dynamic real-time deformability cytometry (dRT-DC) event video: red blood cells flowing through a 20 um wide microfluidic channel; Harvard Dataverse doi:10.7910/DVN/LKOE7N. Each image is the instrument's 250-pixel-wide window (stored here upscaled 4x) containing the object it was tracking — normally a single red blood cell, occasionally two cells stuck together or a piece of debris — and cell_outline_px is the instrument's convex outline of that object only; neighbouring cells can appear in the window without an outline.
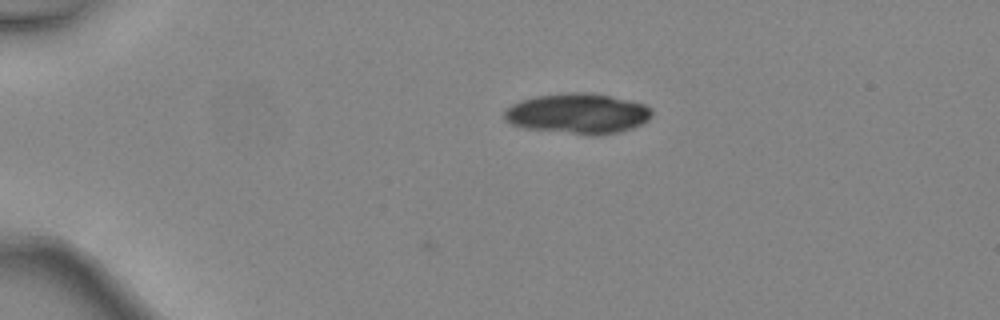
{"species": "common noctule bat (a hibernating species)", "species_latin": "Nyctalus noctula", "temperature_condition": "warm", "stored_images_in_passage": 5, "camera_frame_rate_fps": 3000, "um_per_image_px": 0.085, "animal": {"sex": "female", "body_mass_g": 24.6, "forearm_length_mm": 56.2}, "frame": {"image": 1, "passage_image": 1, "time_ms": 0.0, "image_size_px": [1000, 320], "cell_outline_px": [[652, 116], [648, 120], [632, 128], [616, 132], [596, 136], [588, 136], [524, 128], [512, 124], [504, 120], [504, 112], [512, 104], [520, 100], [536, 96], [564, 92], [588, 92], [628, 100], [644, 104], [652, 108]], "centroid_in_image_um": [49.1, 9.66], "position_along_channel_um": 35.9, "area_um2": 34.91}}